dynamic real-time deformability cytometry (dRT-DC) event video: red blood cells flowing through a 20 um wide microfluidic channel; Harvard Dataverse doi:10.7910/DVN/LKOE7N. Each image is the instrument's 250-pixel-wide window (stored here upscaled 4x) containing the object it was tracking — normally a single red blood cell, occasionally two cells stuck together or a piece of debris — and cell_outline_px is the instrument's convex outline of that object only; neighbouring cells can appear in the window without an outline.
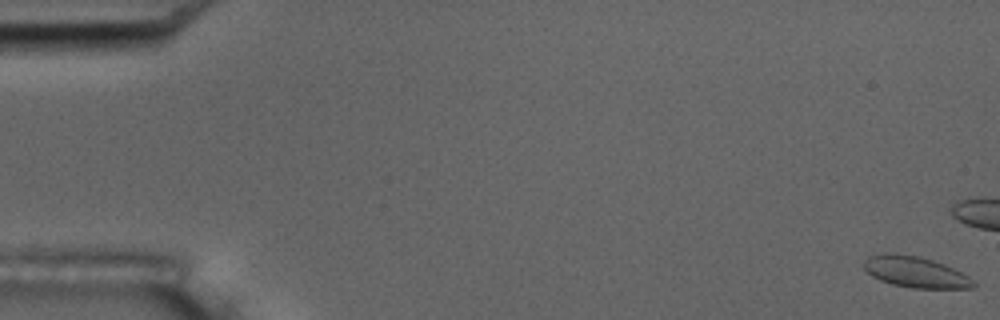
{"species": "common noctule bat (a hibernating species)", "species_latin": "Nyctalus noctula", "temperature_condition": "room temperature", "stored_images_in_passage": 18, "camera_frame_rate_fps": 3000, "um_per_image_px": 0.085, "animal": {"sex": "male", "body_mass_g": 17.5, "forearm_length_mm": 52.3}, "frame": {"image": 1, "passage_image": 1, "time_ms": 0.0, "image_size_px": [1000, 320], "cell_outline_px": [[976, 284], [972, 288], [912, 288], [892, 284], [880, 280], [872, 276], [864, 268], [864, 260], [868, 256], [888, 252], [892, 252], [920, 256], [944, 264], [968, 276]], "centroid_in_image_um": [77.77, 23.11], "position_along_channel_um": 7.2, "area_um2": 19.77}}